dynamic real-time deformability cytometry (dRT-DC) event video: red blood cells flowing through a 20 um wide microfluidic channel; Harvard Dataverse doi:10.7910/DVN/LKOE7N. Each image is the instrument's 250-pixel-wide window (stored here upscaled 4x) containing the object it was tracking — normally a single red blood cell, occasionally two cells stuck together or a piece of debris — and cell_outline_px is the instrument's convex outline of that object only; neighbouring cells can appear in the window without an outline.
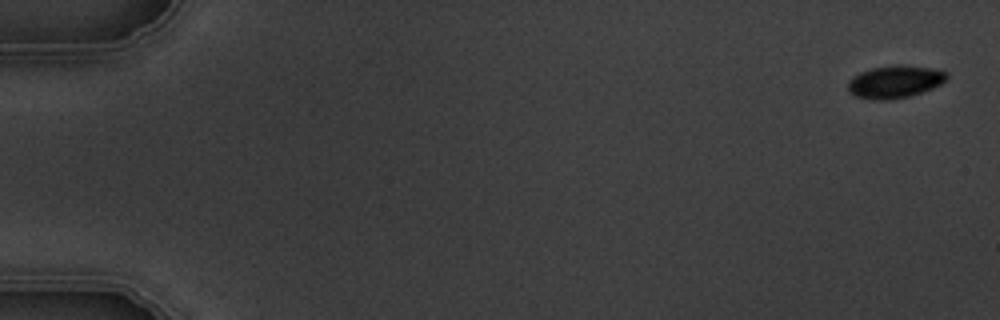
{"species": "common noctule bat (a hibernating species)", "species_latin": "Nyctalus noctula", "temperature_condition": "warm", "stored_images_in_passage": 5, "camera_frame_rate_fps": 3000, "um_per_image_px": 0.085, "animal": {"sex": "male", "body_mass_g": 19.5, "forearm_length_mm": 54.6}, "frame": {"image": 1, "passage_image": 1, "time_ms": 0.0, "image_size_px": [1000, 320], "cell_outline_px": [[948, 76], [940, 84], [932, 88], [908, 96], [892, 100], [872, 100], [856, 96], [848, 92], [848, 80], [852, 76], [860, 72], [872, 68], [896, 64], [900, 64], [932, 68], [944, 72]], "centroid_in_image_um": [76.0, 6.95], "position_along_channel_um": 9.0, "area_um2": 18.73}}